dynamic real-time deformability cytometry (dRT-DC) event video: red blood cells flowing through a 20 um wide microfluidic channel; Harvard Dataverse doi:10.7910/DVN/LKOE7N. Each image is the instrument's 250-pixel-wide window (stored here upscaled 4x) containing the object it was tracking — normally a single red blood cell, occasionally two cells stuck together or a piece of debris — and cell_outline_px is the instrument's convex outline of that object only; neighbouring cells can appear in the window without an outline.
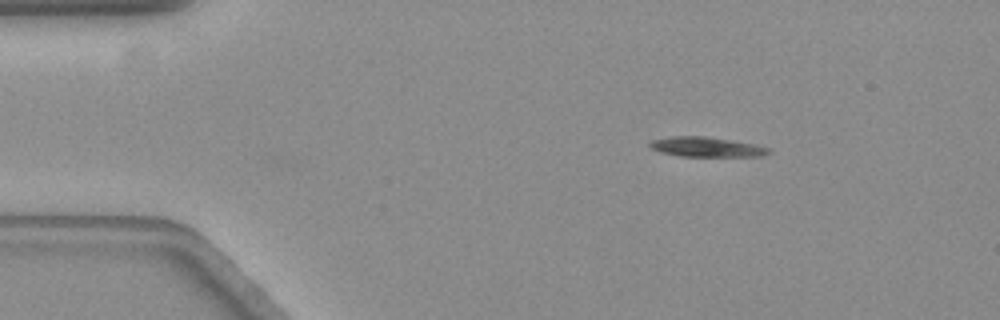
{"species": "common noctule bat (a hibernating species)", "species_latin": "Nyctalus noctula", "temperature_condition": "warm", "stored_images_in_passage": 44, "camera_frame_rate_fps": 3000, "um_per_image_px": 0.085, "animal": {"sex": "female", "body_mass_g": 19.3, "forearm_length_mm": 54.1}, "frame": {"image": 1, "passage_image": 1, "time_ms": 0.0, "image_size_px": [1000, 320], "cell_outline_px": [[772, 152], [764, 156], [680, 156], [660, 152], [652, 148], [648, 144], [648, 140], [672, 136], [704, 136], [732, 140], [756, 144], [772, 148]], "centroid_in_image_um": [60.08, 12.48], "position_along_channel_um": 24.9, "area_um2": 13.93}}
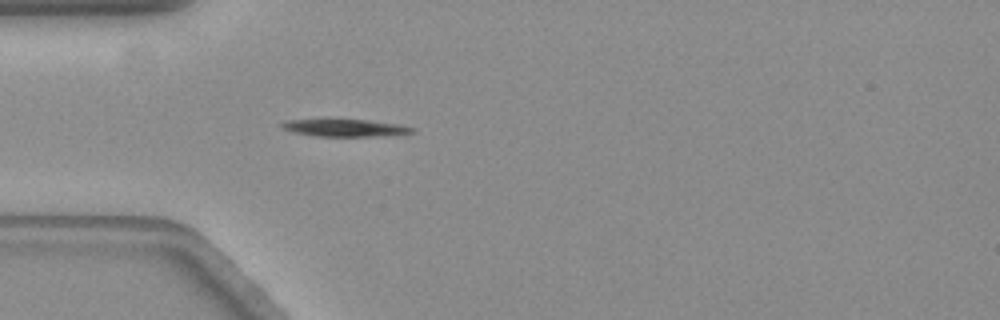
{"frame": {"image": 2, "passage_image": 9, "time_ms": 2.667, "image_size_px": [1000, 320], "cell_outline_px": [[416, 128], [412, 132], [388, 136], [316, 136], [292, 132], [284, 128], [280, 124], [288, 120], [364, 120], [396, 124]], "centroid_in_image_um": [29.35, 10.88], "position_along_channel_um": 55.7, "area_um2": 12.77}}
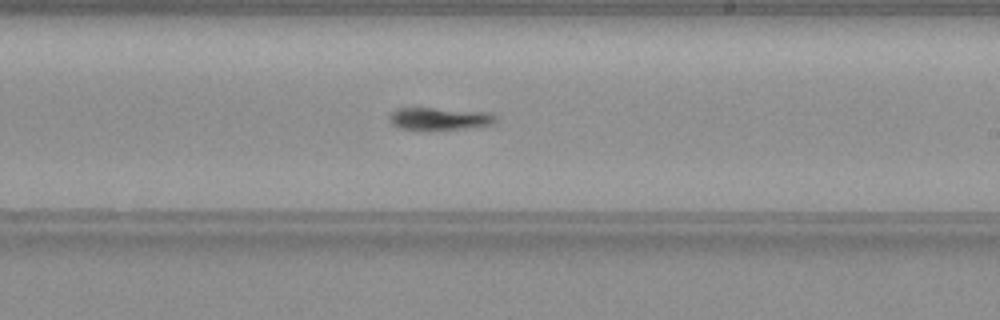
{"frame": {"image": 3, "passage_image": 26, "time_ms": 8.333, "image_size_px": [1000, 320], "cell_outline_px": [[496, 120], [488, 124], [464, 128], [400, 128], [392, 124], [388, 120], [388, 116], [396, 108], [432, 108], [488, 112], [496, 116]], "centroid_in_image_um": [37.29, 10.05], "position_along_channel_um": 251.7, "area_um2": 13.24}}